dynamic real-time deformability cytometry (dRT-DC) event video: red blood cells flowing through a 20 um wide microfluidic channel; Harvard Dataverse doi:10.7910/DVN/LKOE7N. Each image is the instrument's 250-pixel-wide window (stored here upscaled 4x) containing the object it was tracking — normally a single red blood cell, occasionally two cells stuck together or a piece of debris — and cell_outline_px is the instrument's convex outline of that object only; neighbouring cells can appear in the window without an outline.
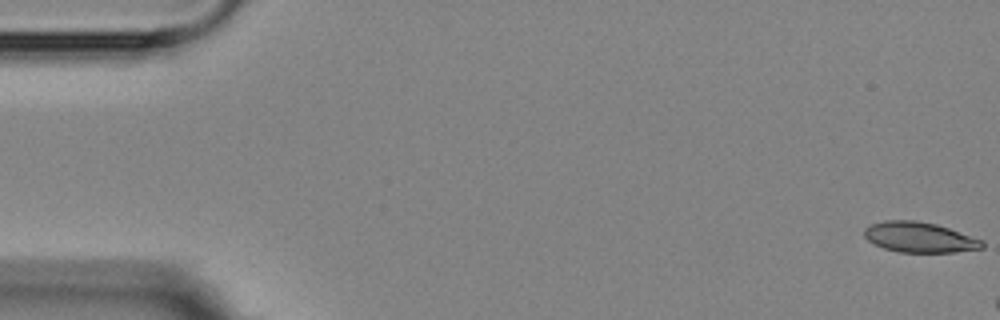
{"species": "Egyptian fruit bat (a non-hibernating species)", "species_latin": "Rousettus aegyptiacus", "temperature_condition": "room temperature", "stored_images_in_passage": 5, "camera_frame_rate_fps": 3000, "um_per_image_px": 0.085, "animal": {"sex": "female"}, "frame": {"image": 1, "passage_image": 1, "time_ms": 0.0, "image_size_px": [1000, 320], "cell_outline_px": [[984, 248], [952, 252], [900, 252], [884, 248], [868, 240], [864, 236], [864, 228], [872, 224], [884, 220], [916, 220], [936, 224], [984, 240]], "centroid_in_image_um": [78.17, 20.16], "position_along_channel_um": 6.8, "area_um2": 20.75}}
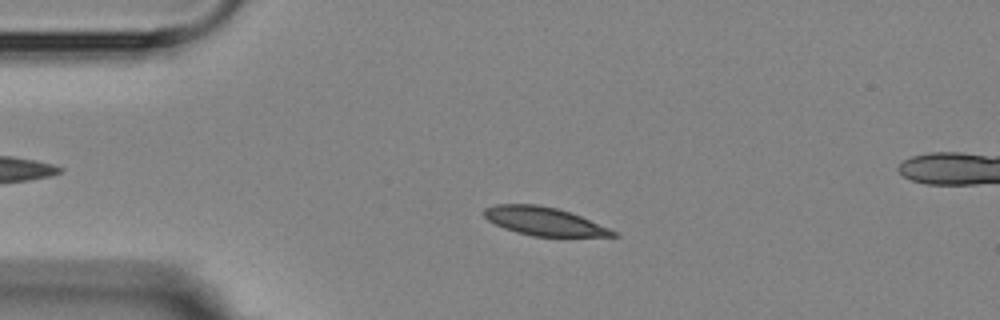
{"frame": {"image": 2, "passage_image": 3, "time_ms": 6.0, "image_size_px": [1000, 320], "cell_outline_px": [[620, 236], [532, 236], [516, 232], [504, 228], [488, 220], [484, 216], [484, 208], [496, 204], [536, 204], [556, 208], [580, 216], [608, 228], [616, 232]], "centroid_in_image_um": [46.2, 18.8], "position_along_channel_um": 38.8, "area_um2": 20.92}}